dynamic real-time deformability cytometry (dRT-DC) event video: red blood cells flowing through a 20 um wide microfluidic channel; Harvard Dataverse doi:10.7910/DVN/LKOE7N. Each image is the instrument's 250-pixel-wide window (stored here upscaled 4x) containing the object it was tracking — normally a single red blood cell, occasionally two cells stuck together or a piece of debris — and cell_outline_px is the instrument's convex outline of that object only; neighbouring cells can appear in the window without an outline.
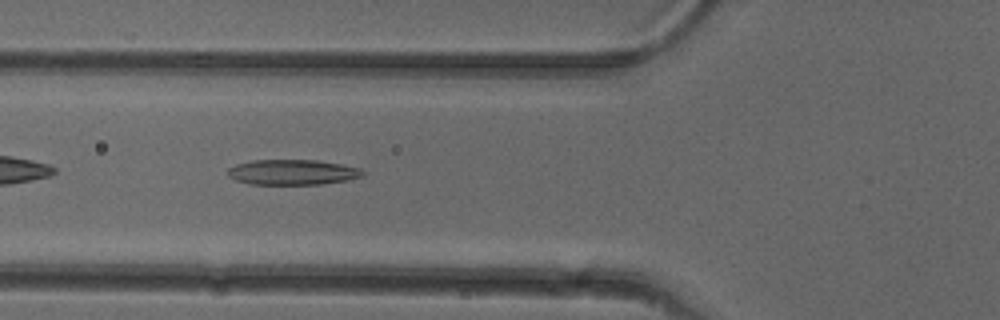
{"species": "common noctule bat (a hibernating species)", "species_latin": "Nyctalus noctula", "temperature_condition": "cold", "stored_images_in_passage": 37, "camera_frame_rate_fps": 3000, "um_per_image_px": 0.085, "animal": {"sex": "female"}, "frame": {"image": 1, "passage_image": 5, "time_ms": 1.333, "image_size_px": [1000, 320], "cell_outline_px": [[364, 176], [348, 180], [320, 184], [248, 184], [236, 180], [228, 176], [228, 168], [236, 164], [252, 160], [316, 160], [340, 164], [360, 168], [364, 172]], "centroid_in_image_um": [24.85, 14.64], "position_along_channel_um": 100.9, "area_um2": 19.88}}
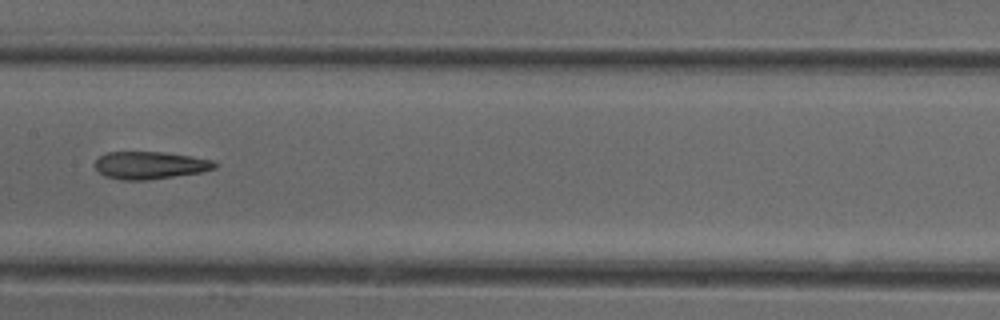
{"frame": {"image": 2, "passage_image": 12, "time_ms": 3.667, "image_size_px": [1000, 320], "cell_outline_px": [[220, 164], [216, 168], [204, 172], [148, 180], [120, 180], [104, 176], [96, 168], [96, 160], [100, 156], [108, 152], [164, 152], [212, 160]], "centroid_in_image_um": [12.79, 14.06], "position_along_channel_um": 194.6, "area_um2": 19.25}}
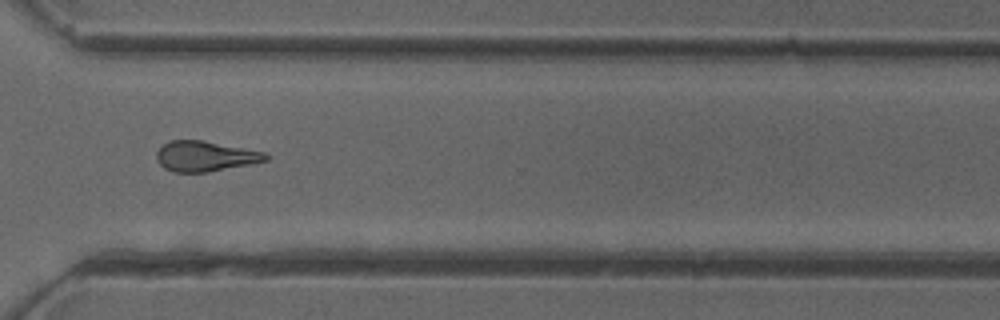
{"frame": {"image": 3, "passage_image": 24, "time_ms": 7.667, "image_size_px": [1000, 320], "cell_outline_px": [[272, 156], [268, 160], [252, 164], [208, 172], [172, 172], [164, 168], [156, 160], [156, 152], [168, 140], [204, 140], [264, 152]], "centroid_in_image_um": [17.45, 13.28], "position_along_channel_um": 353.1, "area_um2": 19.48}, "authors_computed_cell_mechanics": {"area_um2": 19.4208, "velocity_mm_per_s": 3.9746, "shape_relaxation_time_tau1_ms": 10.6466, "shape_relaxation_time_tau2_ms": 5.9846, "deformation_change_tau1": 0.2542, "deformation_change_tau2": 0.1817}}